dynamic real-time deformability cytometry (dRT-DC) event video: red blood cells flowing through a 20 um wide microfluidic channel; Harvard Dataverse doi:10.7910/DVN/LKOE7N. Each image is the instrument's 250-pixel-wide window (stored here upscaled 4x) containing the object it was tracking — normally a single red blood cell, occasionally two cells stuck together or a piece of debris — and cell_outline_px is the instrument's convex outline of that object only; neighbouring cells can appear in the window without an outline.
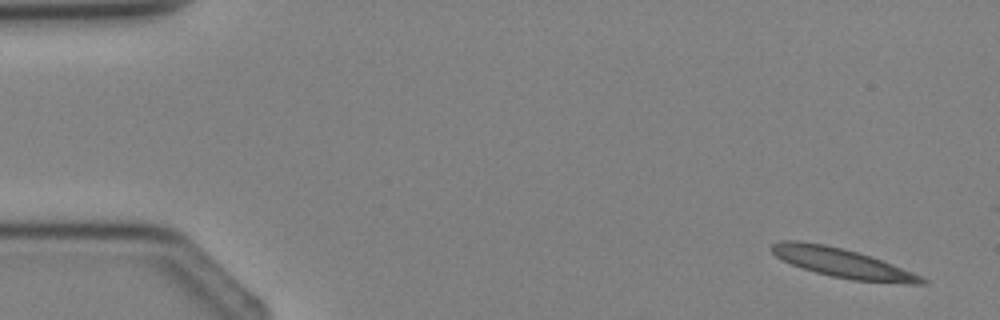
{"species": "Egyptian fruit bat (a non-hibernating species)", "species_latin": "Rousettus aegyptiacus", "temperature_condition": "cold", "stored_images_in_passage": 4, "camera_frame_rate_fps": 3000, "um_per_image_px": 0.085, "animal": {"sex": "female"}, "frame": {"image": 1, "passage_image": 1, "time_ms": 0.0, "image_size_px": [1000, 320], "cell_outline_px": [[928, 284], [908, 284], [852, 280], [832, 276], [816, 272], [792, 264], [776, 256], [768, 248], [772, 244], [780, 240], [800, 240], [824, 244], [856, 252], [892, 264], [912, 272], [928, 280]], "centroid_in_image_um": [71.58, 22.35], "position_along_channel_um": 13.4, "area_um2": 25.26}}